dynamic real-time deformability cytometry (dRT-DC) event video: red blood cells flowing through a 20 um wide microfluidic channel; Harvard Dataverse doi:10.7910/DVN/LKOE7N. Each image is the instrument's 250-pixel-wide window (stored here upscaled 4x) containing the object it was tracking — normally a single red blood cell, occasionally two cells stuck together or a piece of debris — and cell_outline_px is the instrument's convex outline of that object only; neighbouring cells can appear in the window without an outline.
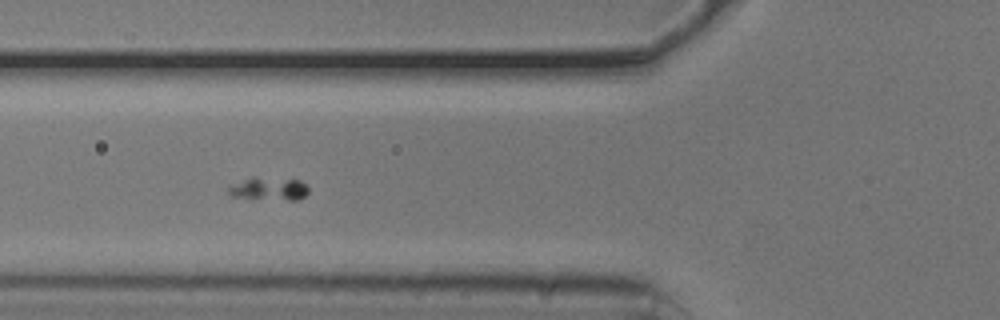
{"species": "common noctule bat (a hibernating species)", "species_latin": "Nyctalus noctula", "temperature_condition": "cold", "stored_images_in_passage": 24, "camera_frame_rate_fps": 3000, "um_per_image_px": 0.085, "animal": {"sex": "male", "body_mass_g": 20.5, "forearm_length_mm": 52.5}, "frame": {"image": 1, "passage_image": 12, "time_ms": 3.667, "image_size_px": [1000, 320], "cell_outline_px": [[308, 192], [300, 200], [288, 200], [228, 196], [228, 188], [232, 184], [252, 176], [300, 180], [308, 184]], "centroid_in_image_um": [22.88, 16.03], "position_along_channel_um": 102.9, "area_um2": 10.87}}